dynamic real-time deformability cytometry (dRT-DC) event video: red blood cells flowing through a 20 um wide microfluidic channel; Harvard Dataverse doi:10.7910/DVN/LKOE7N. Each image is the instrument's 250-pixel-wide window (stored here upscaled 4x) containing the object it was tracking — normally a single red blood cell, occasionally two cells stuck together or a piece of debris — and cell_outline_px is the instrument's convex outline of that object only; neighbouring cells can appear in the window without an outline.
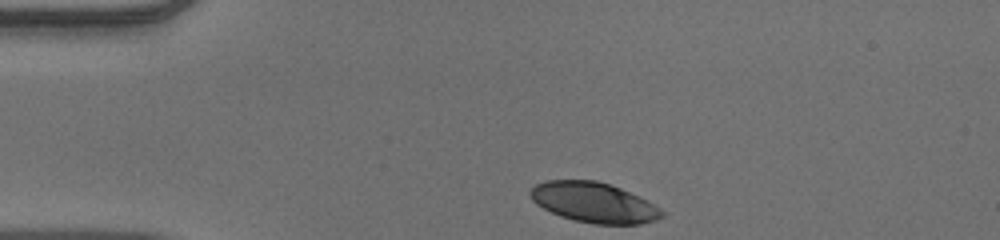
{"species": "human", "species_latin": "Homo sapiens", "temperature_condition": "warm", "stored_images_in_passage": 34, "camera_frame_rate_fps": 3000, "um_per_image_px": 0.085, "donor": {"sex": "male"}, "frame": {"image": 1, "passage_image": 1, "time_ms": 0.0, "image_size_px": [1000, 240], "cell_outline_px": [[664, 216], [656, 220], [640, 224], [592, 224], [560, 216], [536, 204], [532, 200], [528, 192], [536, 184], [548, 180], [596, 180], [612, 184], [660, 208], [664, 212]], "centroid_in_image_um": [50.46, 17.21], "position_along_channel_um": 34.5, "area_um2": 30.58}}
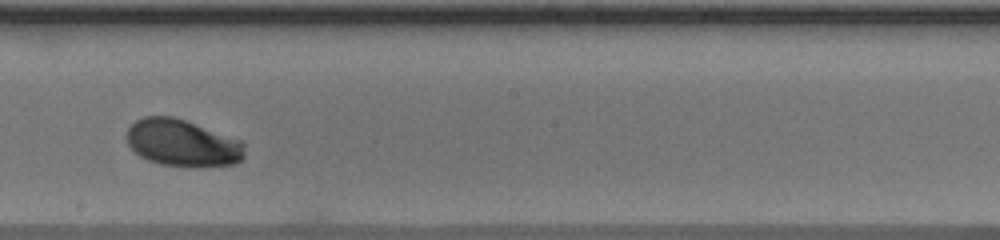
{"frame": {"image": 2, "passage_image": 20, "time_ms": 6.333, "image_size_px": [1000, 240], "cell_outline_px": [[244, 160], [236, 164], [196, 168], [160, 164], [148, 160], [140, 156], [128, 144], [128, 128], [136, 120], [144, 116], [172, 116], [184, 120], [240, 140], [244, 144]], "centroid_in_image_um": [15.53, 12.18], "position_along_channel_um": 232.7, "area_um2": 32.31}}
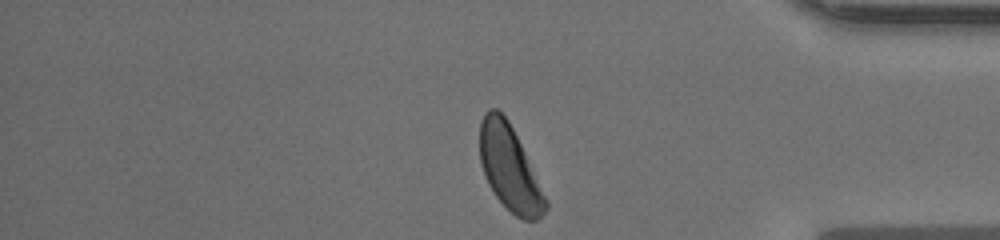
{"frame": {"image": 3, "passage_image": 34, "time_ms": 11.0, "image_size_px": [1000, 240], "cell_outline_px": [[548, 208], [536, 220], [524, 220], [516, 216], [496, 196], [488, 184], [480, 160], [480, 120], [484, 112], [488, 108], [496, 108], [508, 120], [548, 200]], "centroid_in_image_um": [43.3, 14.28], "position_along_channel_um": 391.9, "area_um2": 32.02}, "authors_computed_cell_mechanics": {"area_um2": 32.2524, "velocity_mm_per_s": 3.8842, "shape_relaxation_time_tau1_ms": 3.6279, "shape_relaxation_time_tau2_ms": null, "deformation_change_tau1": 0.1729, "deformation_change_tau2": null}}